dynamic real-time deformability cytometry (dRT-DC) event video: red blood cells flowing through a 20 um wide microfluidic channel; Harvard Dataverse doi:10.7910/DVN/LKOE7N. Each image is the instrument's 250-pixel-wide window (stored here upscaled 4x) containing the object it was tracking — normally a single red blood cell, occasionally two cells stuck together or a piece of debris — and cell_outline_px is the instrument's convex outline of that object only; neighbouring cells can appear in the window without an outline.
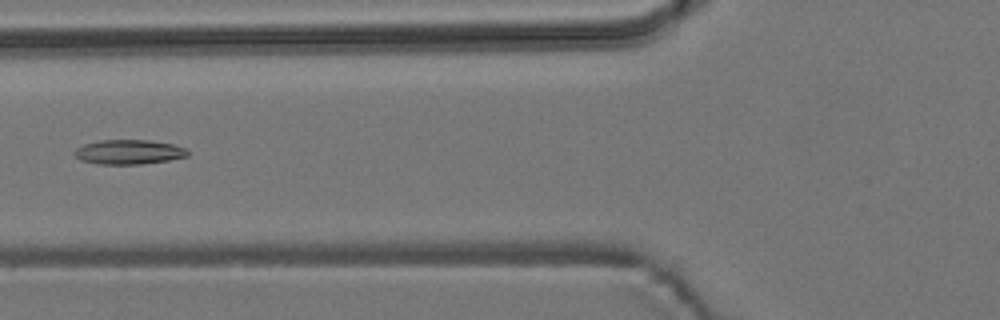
{"species": "common noctule bat (a hibernating species)", "species_latin": "Nyctalus noctula", "temperature_condition": "room temperature", "stored_images_in_passage": 6, "camera_frame_rate_fps": 3000, "um_per_image_px": 0.085, "animal": {"sex": "male", "body_mass_g": 19.2, "forearm_length_mm": 51.8}, "frame": {"image": 1, "passage_image": 5, "time_ms": 5.0, "image_size_px": [1000, 320], "cell_outline_px": [[188, 156], [168, 160], [140, 164], [96, 164], [80, 160], [72, 152], [76, 148], [84, 144], [100, 140], [148, 140], [172, 144], [184, 148], [188, 152]], "centroid_in_image_um": [10.9, 12.92], "position_along_channel_um": 114.9, "area_um2": 16.13}}
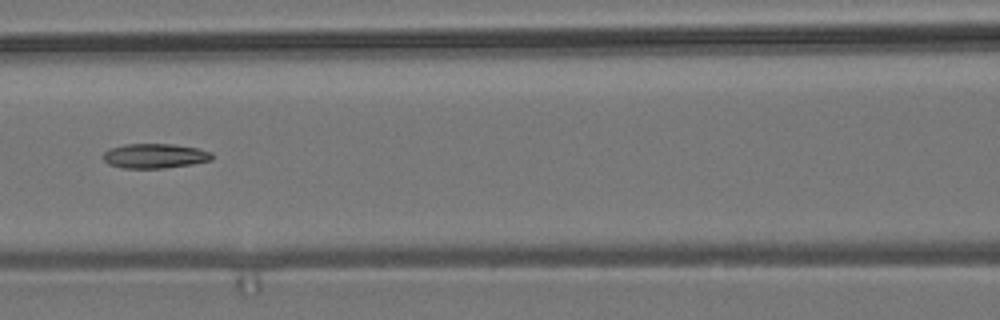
{"frame": {"image": 2, "passage_image": 6, "time_ms": 6.0, "image_size_px": [1000, 320], "cell_outline_px": [[212, 160], [192, 164], [164, 168], [124, 168], [108, 164], [100, 156], [104, 152], [112, 148], [124, 144], [172, 144], [196, 148], [212, 152]], "centroid_in_image_um": [13.13, 13.25], "position_along_channel_um": 153.5, "area_um2": 15.61}}